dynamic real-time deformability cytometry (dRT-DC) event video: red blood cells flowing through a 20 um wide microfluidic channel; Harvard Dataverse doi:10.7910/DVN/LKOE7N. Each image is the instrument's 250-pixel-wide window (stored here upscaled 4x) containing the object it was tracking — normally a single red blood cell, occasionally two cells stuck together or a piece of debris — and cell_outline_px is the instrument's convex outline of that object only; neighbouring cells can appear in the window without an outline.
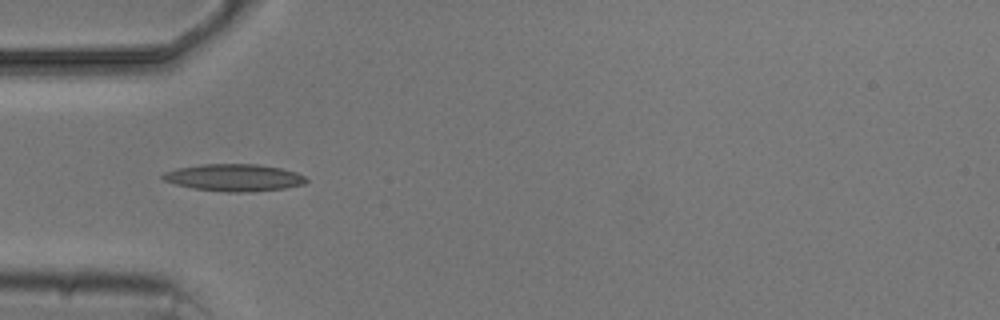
{"species": "common noctule bat (a hibernating species)", "species_latin": "Nyctalus noctula", "temperature_condition": "cold", "stored_images_in_passage": 5, "camera_frame_rate_fps": 3000, "um_per_image_px": 0.085, "animal": {"sex": "male", "body_mass_g": 20.5, "forearm_length_mm": 52.5}, "frame": {"image": 1, "passage_image": 5, "time_ms": 5.333, "image_size_px": [1000, 320], "cell_outline_px": [[308, 180], [304, 184], [284, 188], [244, 192], [228, 192], [192, 188], [176, 184], [164, 180], [160, 176], [164, 172], [176, 168], [200, 164], [260, 164], [280, 168], [296, 172], [304, 176]], "centroid_in_image_um": [19.87, 15.08], "position_along_channel_um": 65.1, "area_um2": 22.6}}